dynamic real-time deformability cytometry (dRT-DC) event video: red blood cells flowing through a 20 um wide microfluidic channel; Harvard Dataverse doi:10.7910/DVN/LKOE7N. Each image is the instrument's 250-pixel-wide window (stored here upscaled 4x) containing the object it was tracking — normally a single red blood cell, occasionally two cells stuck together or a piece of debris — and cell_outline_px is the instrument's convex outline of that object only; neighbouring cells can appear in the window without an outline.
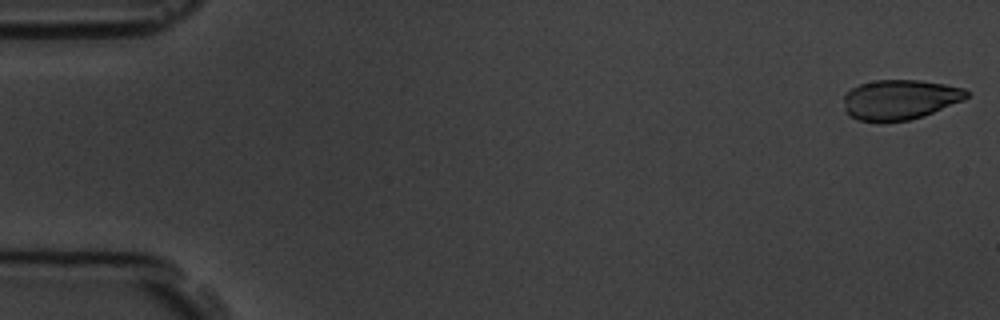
{"species": "common noctule bat (a hibernating species)", "species_latin": "Nyctalus noctula", "temperature_condition": "room temperature", "stored_images_in_passage": 8, "camera_frame_rate_fps": 3000, "um_per_image_px": 0.085, "animal": {"sex": "male", "body_mass_g": 19.5, "forearm_length_mm": 54.6}, "frame": {"image": 1, "passage_image": 1, "time_ms": 0.0, "image_size_px": [1000, 320], "cell_outline_px": [[968, 96], [964, 100], [924, 116], [908, 120], [856, 120], [844, 108], [844, 96], [852, 88], [860, 84], [876, 80], [920, 80], [944, 84], [964, 88], [968, 92]], "centroid_in_image_um": [76.52, 8.44], "position_along_channel_um": 8.5, "area_um2": 28.21}}